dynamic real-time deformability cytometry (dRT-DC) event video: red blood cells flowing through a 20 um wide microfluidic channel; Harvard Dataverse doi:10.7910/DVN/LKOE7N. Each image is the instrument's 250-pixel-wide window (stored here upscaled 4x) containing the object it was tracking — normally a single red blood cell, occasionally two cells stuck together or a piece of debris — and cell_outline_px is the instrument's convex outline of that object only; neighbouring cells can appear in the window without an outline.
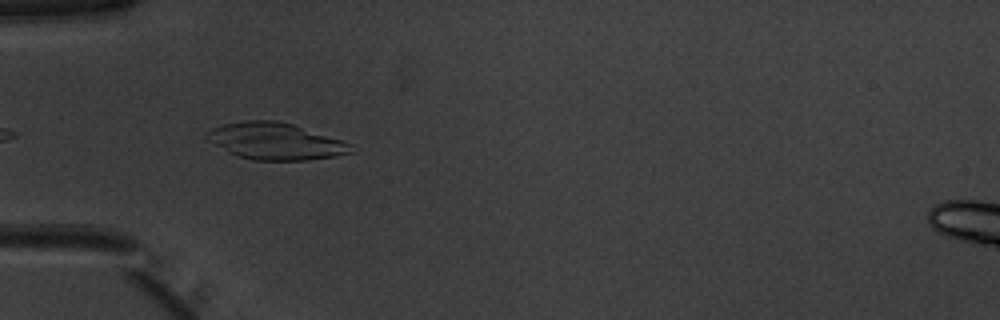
{"species": "common noctule bat (a hibernating species)", "species_latin": "Nyctalus noctula", "temperature_condition": "warm", "stored_images_in_passage": 11, "camera_frame_rate_fps": 3000, "um_per_image_px": 0.085, "animal": {"sex": "male", "body_mass_g": 20.1, "forearm_length_mm": 53.5}, "frame": {"image": 1, "passage_image": 2, "time_ms": 0.333, "image_size_px": [1000, 320], "cell_outline_px": [[352, 152], [336, 156], [308, 160], [252, 160], [236, 156], [228, 152], [208, 140], [204, 136], [204, 132], [212, 128], [224, 124], [244, 120], [276, 120], [292, 124], [352, 144]], "centroid_in_image_um": [23.36, 12.01], "position_along_channel_um": 61.6, "area_um2": 30.75}}
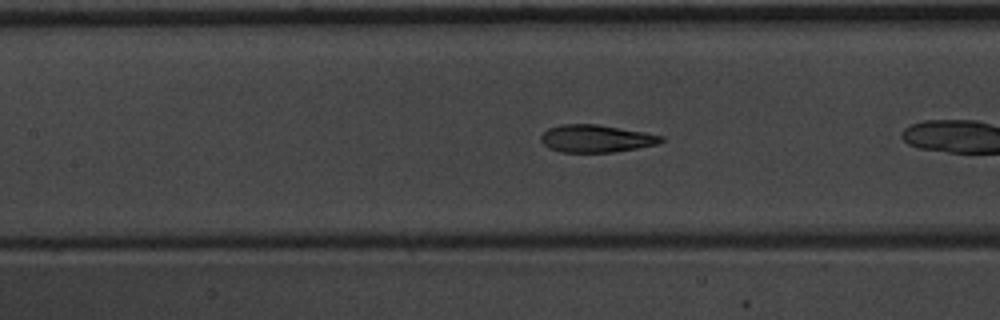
{"frame": {"image": 2, "passage_image": 7, "time_ms": 2.0, "image_size_px": [1000, 320], "cell_outline_px": [[664, 140], [656, 144], [636, 148], [612, 152], [560, 152], [548, 148], [540, 140], [540, 136], [548, 128], [560, 124], [596, 124], [644, 132], [664, 136]], "centroid_in_image_um": [50.63, 11.77], "position_along_channel_um": 156.8, "area_um2": 19.19}}
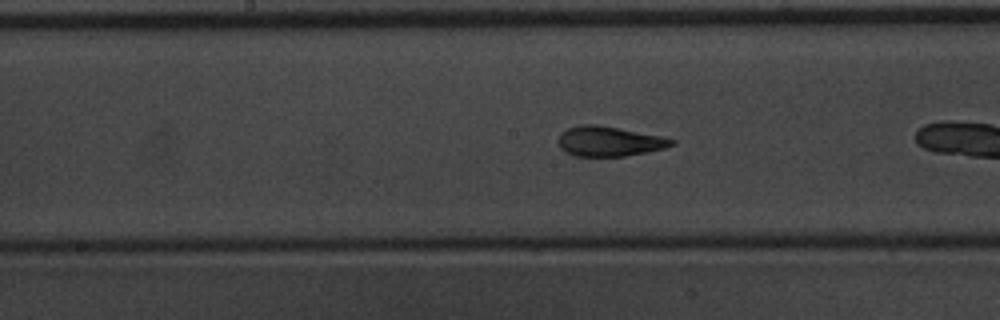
{"frame": {"image": 3, "passage_image": 10, "time_ms": 3.0, "image_size_px": [1000, 320], "cell_outline_px": [[676, 144], [664, 148], [624, 156], [572, 156], [560, 148], [556, 140], [560, 132], [568, 128], [580, 124], [596, 124], [660, 136], [676, 140]], "centroid_in_image_um": [51.71, 12.01], "position_along_channel_um": 196.5, "area_um2": 19.77}}